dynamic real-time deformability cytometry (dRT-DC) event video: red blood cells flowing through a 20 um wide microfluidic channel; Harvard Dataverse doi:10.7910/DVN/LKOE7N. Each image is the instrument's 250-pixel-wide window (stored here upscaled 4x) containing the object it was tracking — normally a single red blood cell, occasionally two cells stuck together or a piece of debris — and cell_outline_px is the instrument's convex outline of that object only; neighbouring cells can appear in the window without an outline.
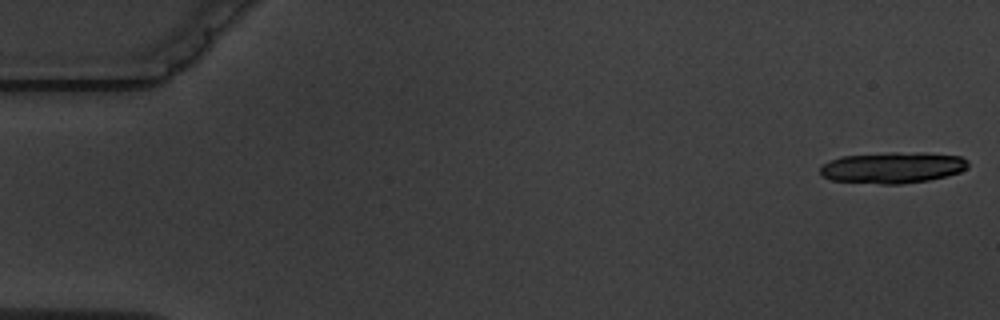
{"species": "common noctule bat (a hibernating species)", "species_latin": "Nyctalus noctula", "temperature_condition": "warm", "stored_images_in_passage": 6, "camera_frame_rate_fps": 3000, "um_per_image_px": 0.085, "animal": {"sex": "male", "body_mass_g": 19.5, "forearm_length_mm": 54.6}, "frame": {"image": 1, "passage_image": 1, "time_ms": 0.0, "image_size_px": [1000, 320], "cell_outline_px": [[968, 168], [960, 172], [928, 180], [900, 184], [880, 184], [832, 180], [820, 176], [820, 164], [840, 156], [892, 152], [928, 152], [960, 156], [968, 160]], "centroid_in_image_um": [75.86, 14.23], "position_along_channel_um": 9.1, "area_um2": 27.22}}
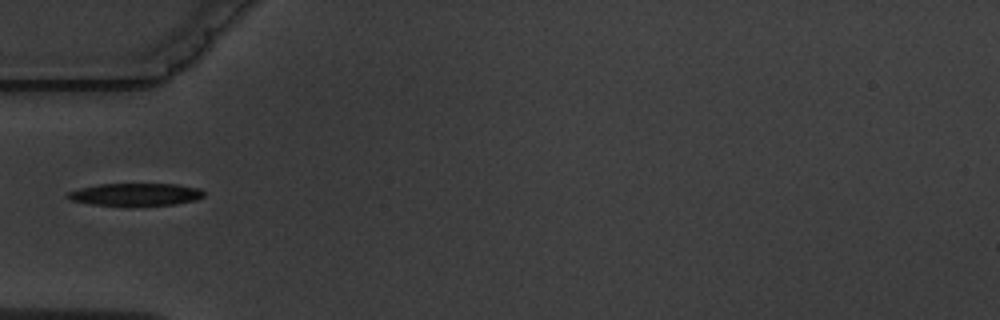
{"frame": {"image": 2, "passage_image": 6, "time_ms": 6.0, "image_size_px": [1000, 320], "cell_outline_px": [[204, 196], [196, 200], [172, 204], [92, 204], [68, 200], [64, 196], [68, 192], [80, 188], [100, 184], [176, 184], [200, 188], [204, 192]], "centroid_in_image_um": [11.5, 16.5], "position_along_channel_um": 73.5, "area_um2": 17.4}}